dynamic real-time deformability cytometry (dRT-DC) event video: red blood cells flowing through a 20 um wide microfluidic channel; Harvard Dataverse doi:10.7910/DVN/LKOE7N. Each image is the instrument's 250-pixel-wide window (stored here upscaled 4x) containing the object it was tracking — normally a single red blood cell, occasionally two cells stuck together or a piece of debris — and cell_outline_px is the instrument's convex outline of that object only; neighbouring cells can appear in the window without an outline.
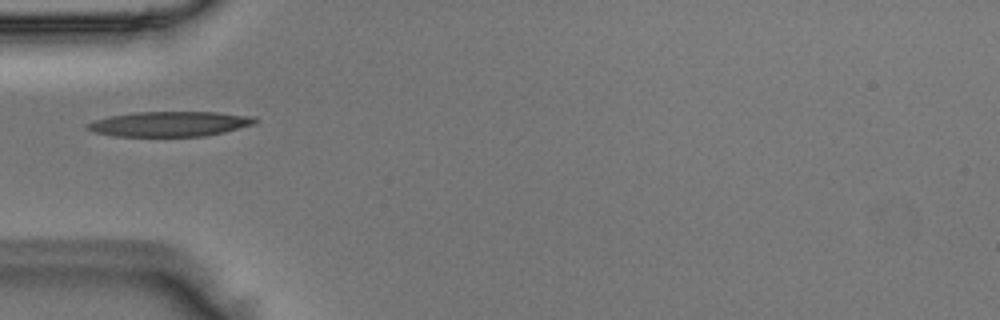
{"species": "Egyptian fruit bat (a non-hibernating species)", "species_latin": "Rousettus aegyptiacus", "temperature_condition": "room temperature", "stored_images_in_passage": 35, "camera_frame_rate_fps": 3000, "um_per_image_px": 0.085, "animal": {"sex": "male"}, "frame": {"image": 1, "passage_image": 1, "time_ms": 0.0, "image_size_px": [1000, 320], "cell_outline_px": [[260, 120], [256, 124], [224, 132], [204, 136], [116, 136], [92, 132], [84, 128], [84, 124], [108, 116], [136, 112], [216, 112], [256, 116]], "centroid_in_image_um": [14.45, 10.53], "position_along_channel_um": 70.6, "area_um2": 24.74}}
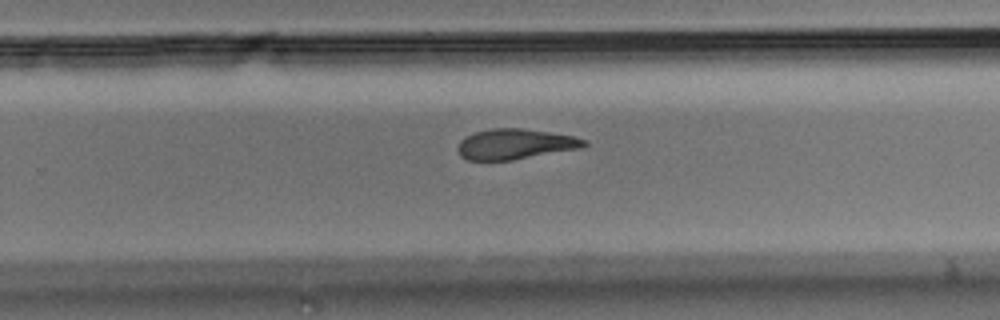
{"frame": {"image": 2, "passage_image": 17, "time_ms": 5.333, "image_size_px": [1000, 320], "cell_outline_px": [[588, 144], [584, 148], [512, 160], [468, 160], [460, 156], [456, 148], [460, 140], [464, 136], [476, 132], [492, 128], [520, 128], [548, 132], [572, 136], [588, 140]], "centroid_in_image_um": [43.79, 12.25], "position_along_channel_um": 286.0, "area_um2": 22.54}}
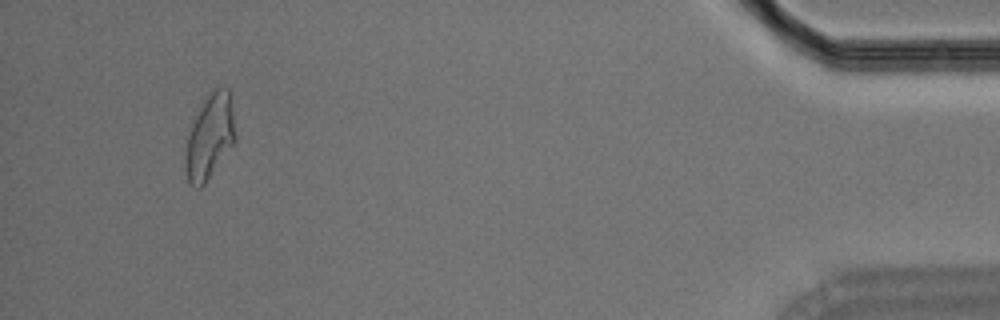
{"frame": {"image": 3, "passage_image": 32, "time_ms": 10.333, "image_size_px": [1000, 320], "cell_outline_px": [[236, 140], [204, 184], [200, 188], [196, 188], [188, 184], [184, 168], [184, 156], [188, 132], [204, 100], [212, 88], [228, 88], [232, 92], [236, 132]], "centroid_in_image_um": [17.84, 11.6], "position_along_channel_um": 417.4, "area_um2": 25.09}}